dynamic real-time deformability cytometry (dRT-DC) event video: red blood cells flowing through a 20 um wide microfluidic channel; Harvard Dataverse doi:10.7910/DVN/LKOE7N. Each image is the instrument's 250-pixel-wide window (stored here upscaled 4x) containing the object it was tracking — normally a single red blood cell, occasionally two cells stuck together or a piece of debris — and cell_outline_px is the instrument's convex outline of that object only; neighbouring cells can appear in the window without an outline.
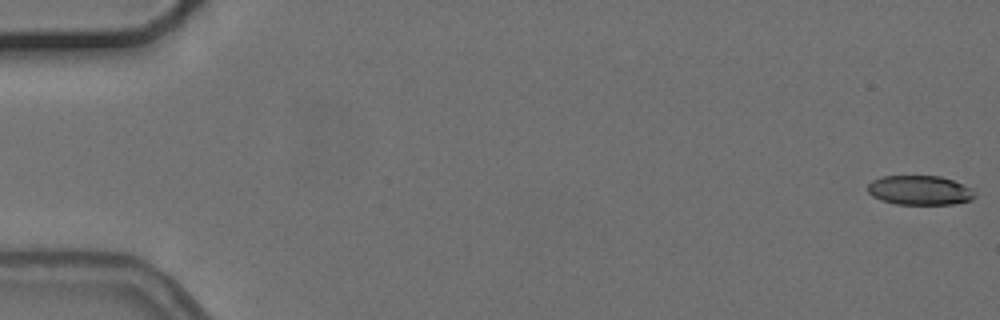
{"species": "common noctule bat (a hibernating species)", "species_latin": "Nyctalus noctula", "temperature_condition": "cold", "stored_images_in_passage": 5, "segment_of_instrument_passage": [2, 2], "camera_frame_rate_fps": 3000, "um_per_image_px": 0.085, "animal": {"sex": "female", "body_mass_g": 24.6, "forearm_length_mm": 56.2}, "frame": {"image": 1, "passage_image": 5, "time_ms": 5.667, "image_size_px": [1000, 320], "cell_outline_px": [[976, 196], [972, 200], [952, 204], [896, 204], [880, 200], [872, 196], [868, 192], [868, 184], [872, 180], [880, 176], [940, 176], [952, 180], [968, 188]], "centroid_in_image_um": [78.11, 16.17], "position_along_channel_um": 6.9, "area_um2": 18.21}}